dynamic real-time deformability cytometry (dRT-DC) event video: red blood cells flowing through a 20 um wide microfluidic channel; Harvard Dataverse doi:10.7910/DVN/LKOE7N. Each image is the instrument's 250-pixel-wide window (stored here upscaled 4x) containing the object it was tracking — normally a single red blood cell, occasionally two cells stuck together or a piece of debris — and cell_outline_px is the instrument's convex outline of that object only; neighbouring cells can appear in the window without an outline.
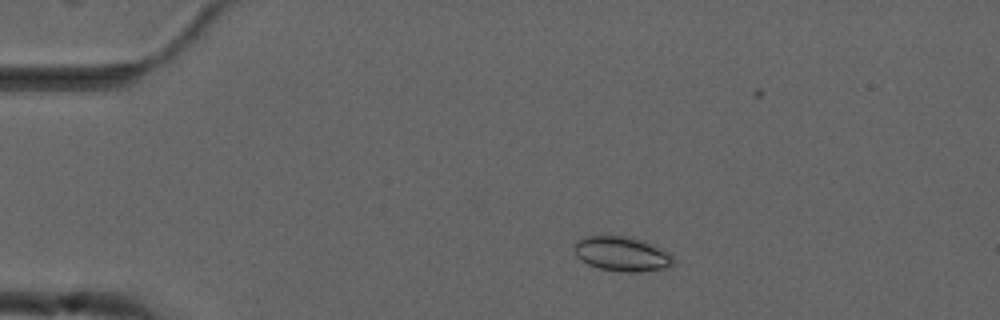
{"species": "common noctule bat (a hibernating species)", "species_latin": "Nyctalus noctula", "temperature_condition": "cold", "stored_images_in_passage": 55, "camera_frame_rate_fps": 3000, "um_per_image_px": 0.085, "animal": {"sex": "male", "forearm_length_mm": 52.5}, "frame": {"image": 1, "passage_image": 10, "time_ms": 3.0, "image_size_px": [1000, 320], "cell_outline_px": [[672, 264], [668, 268], [640, 272], [620, 272], [600, 268], [588, 264], [580, 260], [576, 256], [576, 240], [584, 236], [624, 236], [644, 240], [668, 252], [672, 256]], "centroid_in_image_um": [52.86, 21.59], "position_along_channel_um": 32.1, "area_um2": 19.94}}
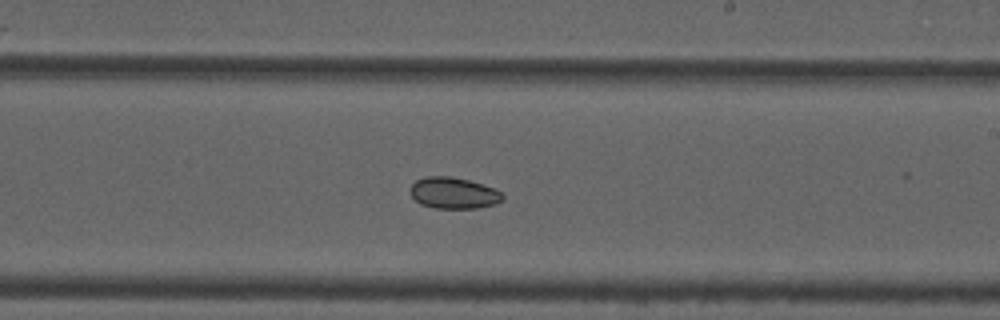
{"frame": {"image": 2, "passage_image": 32, "time_ms": 10.333, "image_size_px": [1000, 320], "cell_outline_px": [[504, 200], [496, 204], [476, 208], [436, 208], [420, 204], [408, 192], [408, 188], [416, 180], [428, 176], [448, 176], [468, 180], [484, 184], [496, 188], [504, 196]], "centroid_in_image_um": [38.56, 16.4], "position_along_channel_um": 250.4, "area_um2": 17.05}}
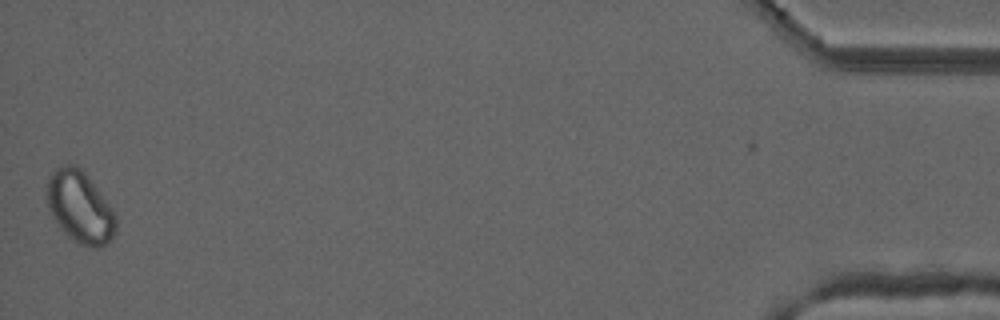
{"frame": {"image": 3, "passage_image": 54, "time_ms": 17.667, "image_size_px": [1000, 320], "cell_outline_px": [[116, 232], [104, 244], [96, 248], [92, 248], [80, 244], [72, 240], [56, 224], [48, 208], [48, 180], [52, 172], [56, 168], [64, 164], [76, 164], [84, 172], [112, 208], [116, 216]], "centroid_in_image_um": [6.79, 17.61], "position_along_channel_um": 428.4, "area_um2": 28.55}, "authors_computed_cell_mechanics": {"area_um2": 18.4382, "velocity_mm_per_s": 3.6863, "shape_relaxation_time_tau1_ms": null, "shape_relaxation_time_tau2_ms": 6.4725, "deformation_change_tau1": null, "deformation_change_tau2": 0.0601}}